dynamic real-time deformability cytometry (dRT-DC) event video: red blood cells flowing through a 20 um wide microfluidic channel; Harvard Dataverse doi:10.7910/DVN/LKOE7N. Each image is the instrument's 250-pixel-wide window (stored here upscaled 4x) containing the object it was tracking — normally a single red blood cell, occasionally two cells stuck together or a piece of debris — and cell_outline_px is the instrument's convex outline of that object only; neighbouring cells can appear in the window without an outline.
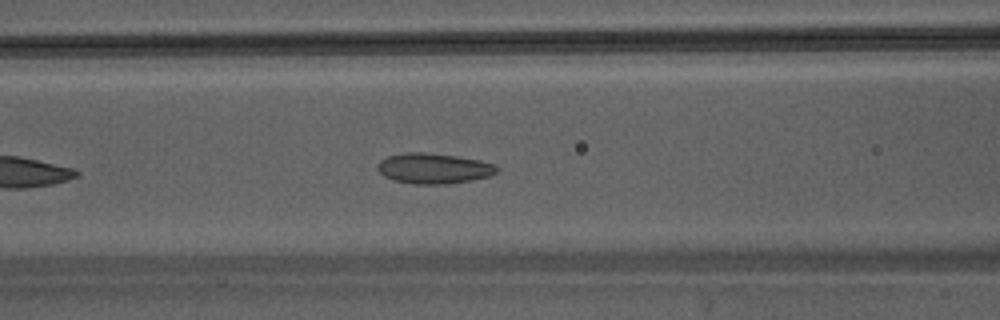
{"species": "Egyptian fruit bat (a non-hibernating species)", "species_latin": "Rousettus aegyptiacus", "temperature_condition": "warm", "stored_images_in_passage": 19, "camera_frame_rate_fps": 3000, "um_per_image_px": 0.085, "animal": {"sex": "male"}, "frame": {"image": 1, "passage_image": 8, "time_ms": 2.333, "image_size_px": [1000, 320], "cell_outline_px": [[500, 168], [492, 176], [472, 180], [444, 184], [412, 184], [392, 180], [384, 176], [376, 168], [380, 160], [388, 156], [408, 152], [420, 152], [456, 156], [480, 160], [496, 164]], "centroid_in_image_um": [36.88, 14.32], "position_along_channel_um": 129.7, "area_um2": 21.27}}
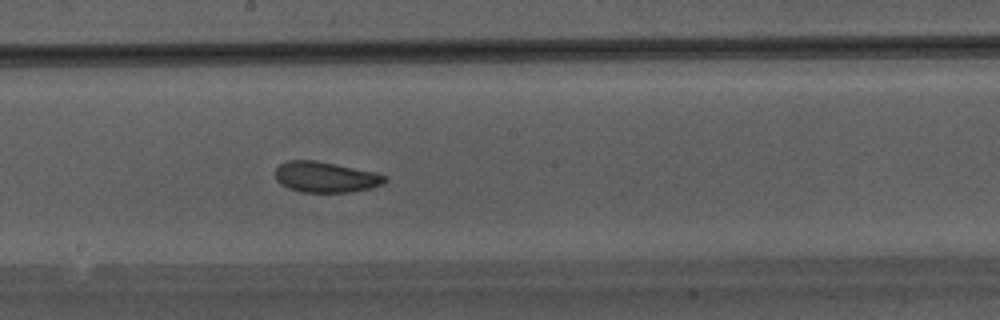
{"frame": {"image": 2, "passage_image": 14, "time_ms": 4.333, "image_size_px": [1000, 320], "cell_outline_px": [[388, 180], [384, 184], [368, 188], [348, 192], [300, 192], [288, 188], [280, 184], [276, 180], [276, 168], [280, 164], [288, 160], [316, 160], [372, 172], [388, 176]], "centroid_in_image_um": [27.65, 15.05], "position_along_channel_um": 220.6, "area_um2": 19.48}}
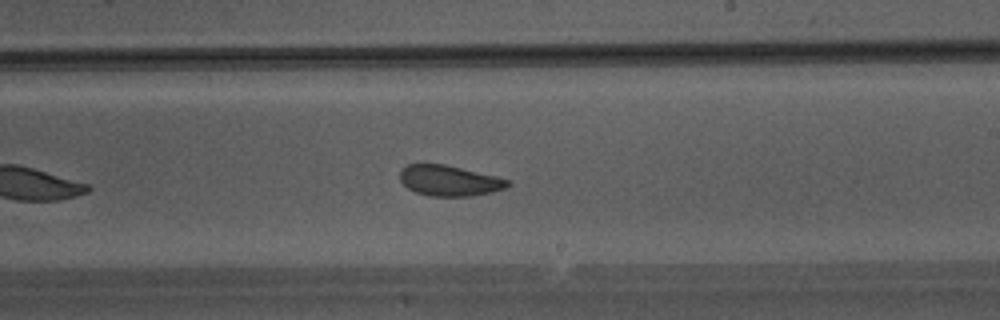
{"frame": {"image": 3, "passage_image": 16, "time_ms": 5.0, "image_size_px": [1000, 320], "cell_outline_px": [[512, 184], [504, 188], [492, 192], [472, 196], [428, 196], [416, 192], [408, 188], [400, 180], [400, 172], [408, 164], [444, 164], [496, 176], [508, 180]], "centroid_in_image_um": [38.2, 15.36], "position_along_channel_um": 250.8, "area_um2": 19.07}}